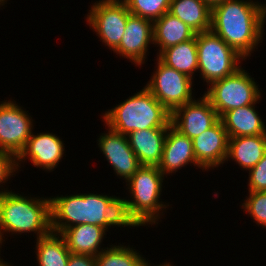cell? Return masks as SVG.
<instances>
[{
  "label": "cell",
  "mask_w": 266,
  "mask_h": 266,
  "mask_svg": "<svg viewBox=\"0 0 266 266\" xmlns=\"http://www.w3.org/2000/svg\"><path fill=\"white\" fill-rule=\"evenodd\" d=\"M87 22L109 49L114 50L124 35L131 14L123 0H100L94 3Z\"/></svg>",
  "instance_id": "9c48e42d"
},
{
  "label": "cell",
  "mask_w": 266,
  "mask_h": 266,
  "mask_svg": "<svg viewBox=\"0 0 266 266\" xmlns=\"http://www.w3.org/2000/svg\"><path fill=\"white\" fill-rule=\"evenodd\" d=\"M249 172V192H266V153Z\"/></svg>",
  "instance_id": "83f0119b"
},
{
  "label": "cell",
  "mask_w": 266,
  "mask_h": 266,
  "mask_svg": "<svg viewBox=\"0 0 266 266\" xmlns=\"http://www.w3.org/2000/svg\"><path fill=\"white\" fill-rule=\"evenodd\" d=\"M106 230L97 225L79 224L65 229L60 235L65 239L71 253L96 257L101 251Z\"/></svg>",
  "instance_id": "d6986e66"
},
{
  "label": "cell",
  "mask_w": 266,
  "mask_h": 266,
  "mask_svg": "<svg viewBox=\"0 0 266 266\" xmlns=\"http://www.w3.org/2000/svg\"><path fill=\"white\" fill-rule=\"evenodd\" d=\"M67 266H96V258L90 255L70 253Z\"/></svg>",
  "instance_id": "f546056e"
},
{
  "label": "cell",
  "mask_w": 266,
  "mask_h": 266,
  "mask_svg": "<svg viewBox=\"0 0 266 266\" xmlns=\"http://www.w3.org/2000/svg\"><path fill=\"white\" fill-rule=\"evenodd\" d=\"M132 15L154 22L169 12L171 0H123Z\"/></svg>",
  "instance_id": "484cf974"
},
{
  "label": "cell",
  "mask_w": 266,
  "mask_h": 266,
  "mask_svg": "<svg viewBox=\"0 0 266 266\" xmlns=\"http://www.w3.org/2000/svg\"><path fill=\"white\" fill-rule=\"evenodd\" d=\"M189 162L202 169L196 161L192 140L170 125L167 129L158 169L163 175L170 174L189 164Z\"/></svg>",
  "instance_id": "2e32d148"
},
{
  "label": "cell",
  "mask_w": 266,
  "mask_h": 266,
  "mask_svg": "<svg viewBox=\"0 0 266 266\" xmlns=\"http://www.w3.org/2000/svg\"><path fill=\"white\" fill-rule=\"evenodd\" d=\"M151 42L154 44L153 22L130 14L121 42L113 51L141 66Z\"/></svg>",
  "instance_id": "7c38bea8"
},
{
  "label": "cell",
  "mask_w": 266,
  "mask_h": 266,
  "mask_svg": "<svg viewBox=\"0 0 266 266\" xmlns=\"http://www.w3.org/2000/svg\"><path fill=\"white\" fill-rule=\"evenodd\" d=\"M208 88L204 95L219 117L232 109L254 104L261 98L258 85L242 68L233 75L212 82Z\"/></svg>",
  "instance_id": "52a82bcc"
},
{
  "label": "cell",
  "mask_w": 266,
  "mask_h": 266,
  "mask_svg": "<svg viewBox=\"0 0 266 266\" xmlns=\"http://www.w3.org/2000/svg\"><path fill=\"white\" fill-rule=\"evenodd\" d=\"M198 71L207 83L233 75L244 59L211 29L196 33Z\"/></svg>",
  "instance_id": "8992f818"
},
{
  "label": "cell",
  "mask_w": 266,
  "mask_h": 266,
  "mask_svg": "<svg viewBox=\"0 0 266 266\" xmlns=\"http://www.w3.org/2000/svg\"><path fill=\"white\" fill-rule=\"evenodd\" d=\"M206 4H208L211 8L214 7L215 5L222 3L227 0H203Z\"/></svg>",
  "instance_id": "4dcf8cb0"
},
{
  "label": "cell",
  "mask_w": 266,
  "mask_h": 266,
  "mask_svg": "<svg viewBox=\"0 0 266 266\" xmlns=\"http://www.w3.org/2000/svg\"><path fill=\"white\" fill-rule=\"evenodd\" d=\"M103 118L108 128L124 135L149 128H168L171 125V113L146 87L105 112Z\"/></svg>",
  "instance_id": "277c9868"
},
{
  "label": "cell",
  "mask_w": 266,
  "mask_h": 266,
  "mask_svg": "<svg viewBox=\"0 0 266 266\" xmlns=\"http://www.w3.org/2000/svg\"><path fill=\"white\" fill-rule=\"evenodd\" d=\"M16 170V157L10 152L0 150V184L7 181L9 177L13 176V173ZM5 192L8 191L1 190L0 195Z\"/></svg>",
  "instance_id": "f1b7e54d"
},
{
  "label": "cell",
  "mask_w": 266,
  "mask_h": 266,
  "mask_svg": "<svg viewBox=\"0 0 266 266\" xmlns=\"http://www.w3.org/2000/svg\"><path fill=\"white\" fill-rule=\"evenodd\" d=\"M157 69L145 86L170 112L192 101V79L157 58Z\"/></svg>",
  "instance_id": "ba28073f"
},
{
  "label": "cell",
  "mask_w": 266,
  "mask_h": 266,
  "mask_svg": "<svg viewBox=\"0 0 266 266\" xmlns=\"http://www.w3.org/2000/svg\"><path fill=\"white\" fill-rule=\"evenodd\" d=\"M6 2V0H0V5H3Z\"/></svg>",
  "instance_id": "836d02e7"
},
{
  "label": "cell",
  "mask_w": 266,
  "mask_h": 266,
  "mask_svg": "<svg viewBox=\"0 0 266 266\" xmlns=\"http://www.w3.org/2000/svg\"><path fill=\"white\" fill-rule=\"evenodd\" d=\"M169 13L196 33L211 29L212 8L203 0H171Z\"/></svg>",
  "instance_id": "7402d4cb"
},
{
  "label": "cell",
  "mask_w": 266,
  "mask_h": 266,
  "mask_svg": "<svg viewBox=\"0 0 266 266\" xmlns=\"http://www.w3.org/2000/svg\"><path fill=\"white\" fill-rule=\"evenodd\" d=\"M168 128H149L130 132L127 137L131 149L141 165L158 166Z\"/></svg>",
  "instance_id": "e0dca14e"
},
{
  "label": "cell",
  "mask_w": 266,
  "mask_h": 266,
  "mask_svg": "<svg viewBox=\"0 0 266 266\" xmlns=\"http://www.w3.org/2000/svg\"><path fill=\"white\" fill-rule=\"evenodd\" d=\"M2 231V232H1ZM37 232V239L47 236L51 229L50 198H27L14 192L0 195V245L2 233Z\"/></svg>",
  "instance_id": "5b68a950"
},
{
  "label": "cell",
  "mask_w": 266,
  "mask_h": 266,
  "mask_svg": "<svg viewBox=\"0 0 266 266\" xmlns=\"http://www.w3.org/2000/svg\"><path fill=\"white\" fill-rule=\"evenodd\" d=\"M106 249L101 248V252L95 257L96 266H144L146 259L135 249L123 245Z\"/></svg>",
  "instance_id": "d4e9b609"
},
{
  "label": "cell",
  "mask_w": 266,
  "mask_h": 266,
  "mask_svg": "<svg viewBox=\"0 0 266 266\" xmlns=\"http://www.w3.org/2000/svg\"><path fill=\"white\" fill-rule=\"evenodd\" d=\"M200 99L197 100L198 102L194 99L171 113V125L191 140L219 120V116L209 99L205 95Z\"/></svg>",
  "instance_id": "8fae6325"
},
{
  "label": "cell",
  "mask_w": 266,
  "mask_h": 266,
  "mask_svg": "<svg viewBox=\"0 0 266 266\" xmlns=\"http://www.w3.org/2000/svg\"><path fill=\"white\" fill-rule=\"evenodd\" d=\"M32 118L26 111L9 100L0 104V150L15 157L24 149L32 133Z\"/></svg>",
  "instance_id": "30bf717a"
},
{
  "label": "cell",
  "mask_w": 266,
  "mask_h": 266,
  "mask_svg": "<svg viewBox=\"0 0 266 266\" xmlns=\"http://www.w3.org/2000/svg\"><path fill=\"white\" fill-rule=\"evenodd\" d=\"M2 259L0 258V266H10V265H8V263H3V261H1Z\"/></svg>",
  "instance_id": "d6a6232c"
},
{
  "label": "cell",
  "mask_w": 266,
  "mask_h": 266,
  "mask_svg": "<svg viewBox=\"0 0 266 266\" xmlns=\"http://www.w3.org/2000/svg\"><path fill=\"white\" fill-rule=\"evenodd\" d=\"M266 153V135L229 138L226 161L233 159L243 169L251 170Z\"/></svg>",
  "instance_id": "ffe728a7"
},
{
  "label": "cell",
  "mask_w": 266,
  "mask_h": 266,
  "mask_svg": "<svg viewBox=\"0 0 266 266\" xmlns=\"http://www.w3.org/2000/svg\"><path fill=\"white\" fill-rule=\"evenodd\" d=\"M36 248L39 266L68 265L71 252L67 248L65 239L60 234L51 232L47 236L37 239Z\"/></svg>",
  "instance_id": "cb8c5ba5"
},
{
  "label": "cell",
  "mask_w": 266,
  "mask_h": 266,
  "mask_svg": "<svg viewBox=\"0 0 266 266\" xmlns=\"http://www.w3.org/2000/svg\"><path fill=\"white\" fill-rule=\"evenodd\" d=\"M192 142L196 161L202 170L218 167L226 161L229 136L220 119Z\"/></svg>",
  "instance_id": "5bb4252c"
},
{
  "label": "cell",
  "mask_w": 266,
  "mask_h": 266,
  "mask_svg": "<svg viewBox=\"0 0 266 266\" xmlns=\"http://www.w3.org/2000/svg\"><path fill=\"white\" fill-rule=\"evenodd\" d=\"M64 155V145L61 139L52 133H40L31 136L27 140L24 149L16 157V168L19 161L29 158L33 165L45 170H53Z\"/></svg>",
  "instance_id": "9a60e30c"
},
{
  "label": "cell",
  "mask_w": 266,
  "mask_h": 266,
  "mask_svg": "<svg viewBox=\"0 0 266 266\" xmlns=\"http://www.w3.org/2000/svg\"><path fill=\"white\" fill-rule=\"evenodd\" d=\"M154 45L160 47L159 54L166 48L186 42L196 36L186 23L169 12L153 22Z\"/></svg>",
  "instance_id": "44dd1931"
},
{
  "label": "cell",
  "mask_w": 266,
  "mask_h": 266,
  "mask_svg": "<svg viewBox=\"0 0 266 266\" xmlns=\"http://www.w3.org/2000/svg\"><path fill=\"white\" fill-rule=\"evenodd\" d=\"M144 266H150L149 264H148V261H145V263H144ZM158 266H172L170 263H164V264H160V265H158Z\"/></svg>",
  "instance_id": "1f68e13d"
},
{
  "label": "cell",
  "mask_w": 266,
  "mask_h": 266,
  "mask_svg": "<svg viewBox=\"0 0 266 266\" xmlns=\"http://www.w3.org/2000/svg\"><path fill=\"white\" fill-rule=\"evenodd\" d=\"M164 175L158 166L142 165L127 181L133 200L121 199L122 214L131 227L155 224L167 206L159 201ZM129 183V184H128Z\"/></svg>",
  "instance_id": "3957f363"
},
{
  "label": "cell",
  "mask_w": 266,
  "mask_h": 266,
  "mask_svg": "<svg viewBox=\"0 0 266 266\" xmlns=\"http://www.w3.org/2000/svg\"><path fill=\"white\" fill-rule=\"evenodd\" d=\"M242 207L253 217L256 224L266 228V192H249V198L244 200Z\"/></svg>",
  "instance_id": "4316f807"
},
{
  "label": "cell",
  "mask_w": 266,
  "mask_h": 266,
  "mask_svg": "<svg viewBox=\"0 0 266 266\" xmlns=\"http://www.w3.org/2000/svg\"><path fill=\"white\" fill-rule=\"evenodd\" d=\"M157 56L167 66L192 78L193 73L198 70L196 36L164 49Z\"/></svg>",
  "instance_id": "603a6c76"
},
{
  "label": "cell",
  "mask_w": 266,
  "mask_h": 266,
  "mask_svg": "<svg viewBox=\"0 0 266 266\" xmlns=\"http://www.w3.org/2000/svg\"><path fill=\"white\" fill-rule=\"evenodd\" d=\"M51 229L61 234L65 229L79 224L104 228L129 226L122 214L121 199L100 194H75L50 198Z\"/></svg>",
  "instance_id": "7a4b0ae2"
},
{
  "label": "cell",
  "mask_w": 266,
  "mask_h": 266,
  "mask_svg": "<svg viewBox=\"0 0 266 266\" xmlns=\"http://www.w3.org/2000/svg\"><path fill=\"white\" fill-rule=\"evenodd\" d=\"M108 129V133L98 139V145L115 173L127 182L142 165L131 149L127 135Z\"/></svg>",
  "instance_id": "4fadbf2b"
},
{
  "label": "cell",
  "mask_w": 266,
  "mask_h": 266,
  "mask_svg": "<svg viewBox=\"0 0 266 266\" xmlns=\"http://www.w3.org/2000/svg\"><path fill=\"white\" fill-rule=\"evenodd\" d=\"M265 19L266 4L227 0L212 7L211 30L246 59L262 39Z\"/></svg>",
  "instance_id": "6da1fadb"
},
{
  "label": "cell",
  "mask_w": 266,
  "mask_h": 266,
  "mask_svg": "<svg viewBox=\"0 0 266 266\" xmlns=\"http://www.w3.org/2000/svg\"><path fill=\"white\" fill-rule=\"evenodd\" d=\"M255 104L257 101L254 104L227 111L219 117L229 138L266 135V127L255 110Z\"/></svg>",
  "instance_id": "ac0fdd59"
}]
</instances>
